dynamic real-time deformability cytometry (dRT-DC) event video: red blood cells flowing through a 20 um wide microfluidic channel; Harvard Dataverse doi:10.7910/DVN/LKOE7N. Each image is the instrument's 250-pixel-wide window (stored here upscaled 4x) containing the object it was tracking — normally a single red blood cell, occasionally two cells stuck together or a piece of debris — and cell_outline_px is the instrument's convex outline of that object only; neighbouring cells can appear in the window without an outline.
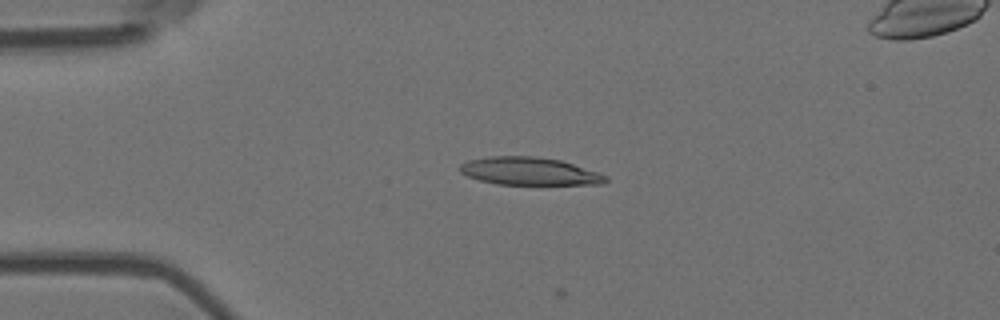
{"species": "Egyptian fruit bat (a non-hibernating species)", "species_latin": "Rousettus aegyptiacus", "temperature_condition": "room temperature", "stored_images_in_passage": 6, "camera_frame_rate_fps": 3000, "um_per_image_px": 0.085, "animal": {"sex": "female"}, "frame": {"image": 1, "passage_image": 4, "time_ms": 1.0, "image_size_px": [1000, 320], "cell_outline_px": [[608, 180], [604, 184], [496, 184], [480, 180], [468, 176], [460, 172], [460, 164], [468, 160], [488, 156], [532, 156], [560, 160], [608, 176]], "centroid_in_image_um": [44.97, 14.55], "position_along_channel_um": 40.0, "area_um2": 23.35}}